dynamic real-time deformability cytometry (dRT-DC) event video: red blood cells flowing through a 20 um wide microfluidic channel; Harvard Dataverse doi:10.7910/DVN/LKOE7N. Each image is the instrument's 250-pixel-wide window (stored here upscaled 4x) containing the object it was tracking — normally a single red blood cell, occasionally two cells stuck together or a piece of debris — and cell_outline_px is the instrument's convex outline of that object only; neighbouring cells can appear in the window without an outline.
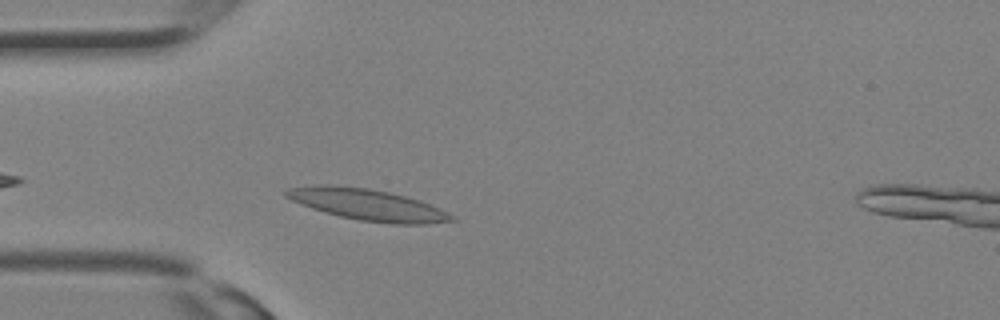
{"species": "Egyptian fruit bat (a non-hibernating species)", "species_latin": "Rousettus aegyptiacus", "temperature_condition": "room temperature", "stored_images_in_passage": 14, "camera_frame_rate_fps": 3000, "um_per_image_px": 0.085, "animal": {"sex": "female"}, "frame": {"image": 1, "passage_image": 2, "time_ms": 0.333, "image_size_px": [1000, 320], "cell_outline_px": [[456, 220], [428, 224], [392, 224], [360, 220], [340, 216], [324, 212], [300, 204], [284, 196], [284, 192], [288, 188], [320, 184], [332, 184], [368, 188], [388, 192], [420, 200], [452, 216]], "centroid_in_image_um": [31.17, 17.39], "position_along_channel_um": 53.8, "area_um2": 29.94}}
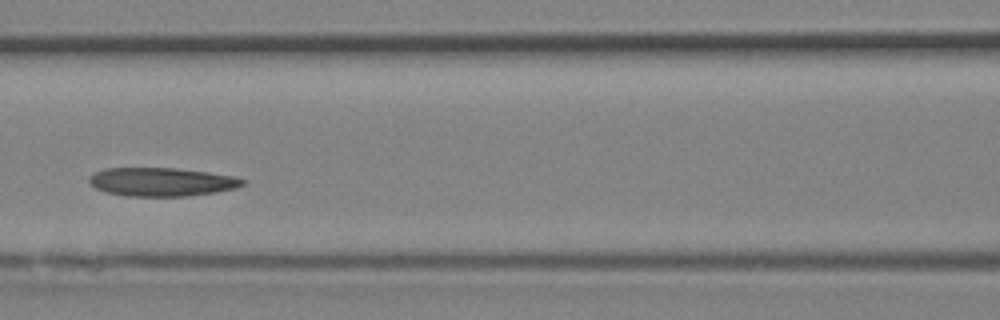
{"frame": {"image": 2, "passage_image": 7, "time_ms": 2.0, "image_size_px": [1000, 320], "cell_outline_px": [[244, 184], [236, 188], [216, 192], [188, 196], [128, 196], [104, 192], [88, 184], [88, 176], [104, 168], [176, 168], [208, 172], [232, 176], [244, 180]], "centroid_in_image_um": [13.68, 15.46], "position_along_channel_um": 152.9, "area_um2": 25.61}}
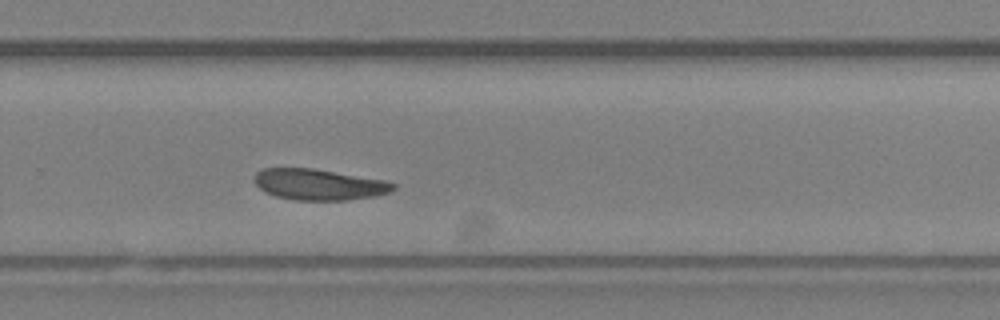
{"frame": {"image": 3, "passage_image": 14, "time_ms": 4.333, "image_size_px": [1000, 320], "cell_outline_px": [[396, 188], [392, 192], [376, 196], [348, 200], [296, 200], [276, 196], [260, 188], [256, 184], [252, 176], [256, 172], [264, 168], [312, 168], [384, 180], [396, 184]], "centroid_in_image_um": [27.13, 15.68], "position_along_channel_um": 302.7, "area_um2": 25.09}}